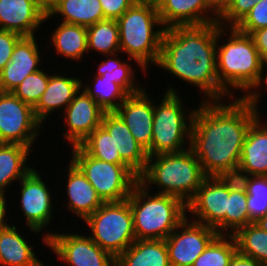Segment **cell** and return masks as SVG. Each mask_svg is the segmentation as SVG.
I'll return each instance as SVG.
<instances>
[{"label": "cell", "instance_id": "obj_5", "mask_svg": "<svg viewBox=\"0 0 267 266\" xmlns=\"http://www.w3.org/2000/svg\"><path fill=\"white\" fill-rule=\"evenodd\" d=\"M226 27H219L217 33V74L219 84L229 93V87L244 92L251 91L259 82L262 75L263 61L254 41L249 34L231 28L229 41L218 47V40L222 37ZM222 33V34H221ZM228 86V87H227ZM250 89V90H249Z\"/></svg>", "mask_w": 267, "mask_h": 266}, {"label": "cell", "instance_id": "obj_30", "mask_svg": "<svg viewBox=\"0 0 267 266\" xmlns=\"http://www.w3.org/2000/svg\"><path fill=\"white\" fill-rule=\"evenodd\" d=\"M249 224L247 192L236 177H229V198L226 211V231L234 234L239 228ZM232 231V232H231Z\"/></svg>", "mask_w": 267, "mask_h": 266}, {"label": "cell", "instance_id": "obj_1", "mask_svg": "<svg viewBox=\"0 0 267 266\" xmlns=\"http://www.w3.org/2000/svg\"><path fill=\"white\" fill-rule=\"evenodd\" d=\"M250 91L232 103L202 100L195 109L189 147L206 176L236 177L242 146L259 117V92ZM224 104V105H223Z\"/></svg>", "mask_w": 267, "mask_h": 266}, {"label": "cell", "instance_id": "obj_36", "mask_svg": "<svg viewBox=\"0 0 267 266\" xmlns=\"http://www.w3.org/2000/svg\"><path fill=\"white\" fill-rule=\"evenodd\" d=\"M117 56V54H114V56L112 54L109 55L110 58H108V61H102L96 75L112 80V82L120 85L129 95L142 91L143 89H140L139 86H135V76L133 77L134 72L131 66L128 62L124 63L121 60L119 61Z\"/></svg>", "mask_w": 267, "mask_h": 266}, {"label": "cell", "instance_id": "obj_13", "mask_svg": "<svg viewBox=\"0 0 267 266\" xmlns=\"http://www.w3.org/2000/svg\"><path fill=\"white\" fill-rule=\"evenodd\" d=\"M189 222L186 217L165 239L171 266H192L218 235L212 227L195 221ZM177 230L182 231L179 233Z\"/></svg>", "mask_w": 267, "mask_h": 266}, {"label": "cell", "instance_id": "obj_47", "mask_svg": "<svg viewBox=\"0 0 267 266\" xmlns=\"http://www.w3.org/2000/svg\"><path fill=\"white\" fill-rule=\"evenodd\" d=\"M256 225H258L262 230L267 232V214L264 217L259 218L256 222Z\"/></svg>", "mask_w": 267, "mask_h": 266}, {"label": "cell", "instance_id": "obj_17", "mask_svg": "<svg viewBox=\"0 0 267 266\" xmlns=\"http://www.w3.org/2000/svg\"><path fill=\"white\" fill-rule=\"evenodd\" d=\"M46 14L38 0H0V30L35 36Z\"/></svg>", "mask_w": 267, "mask_h": 266}, {"label": "cell", "instance_id": "obj_15", "mask_svg": "<svg viewBox=\"0 0 267 266\" xmlns=\"http://www.w3.org/2000/svg\"><path fill=\"white\" fill-rule=\"evenodd\" d=\"M79 90L65 109L66 131L64 138L71 142V146L79 145L96 128L101 126L105 111L84 90Z\"/></svg>", "mask_w": 267, "mask_h": 266}, {"label": "cell", "instance_id": "obj_40", "mask_svg": "<svg viewBox=\"0 0 267 266\" xmlns=\"http://www.w3.org/2000/svg\"><path fill=\"white\" fill-rule=\"evenodd\" d=\"M22 37L13 31L0 30V72L11 61L14 47Z\"/></svg>", "mask_w": 267, "mask_h": 266}, {"label": "cell", "instance_id": "obj_42", "mask_svg": "<svg viewBox=\"0 0 267 266\" xmlns=\"http://www.w3.org/2000/svg\"><path fill=\"white\" fill-rule=\"evenodd\" d=\"M250 36L254 41L262 61L267 62V27L253 31Z\"/></svg>", "mask_w": 267, "mask_h": 266}, {"label": "cell", "instance_id": "obj_46", "mask_svg": "<svg viewBox=\"0 0 267 266\" xmlns=\"http://www.w3.org/2000/svg\"><path fill=\"white\" fill-rule=\"evenodd\" d=\"M60 0H38L40 7L48 13Z\"/></svg>", "mask_w": 267, "mask_h": 266}, {"label": "cell", "instance_id": "obj_23", "mask_svg": "<svg viewBox=\"0 0 267 266\" xmlns=\"http://www.w3.org/2000/svg\"><path fill=\"white\" fill-rule=\"evenodd\" d=\"M67 193L68 208L84 221L104 202L98 196L82 171L70 161L68 169Z\"/></svg>", "mask_w": 267, "mask_h": 266}, {"label": "cell", "instance_id": "obj_31", "mask_svg": "<svg viewBox=\"0 0 267 266\" xmlns=\"http://www.w3.org/2000/svg\"><path fill=\"white\" fill-rule=\"evenodd\" d=\"M233 237L237 251L267 265V232L255 223L239 228Z\"/></svg>", "mask_w": 267, "mask_h": 266}, {"label": "cell", "instance_id": "obj_45", "mask_svg": "<svg viewBox=\"0 0 267 266\" xmlns=\"http://www.w3.org/2000/svg\"><path fill=\"white\" fill-rule=\"evenodd\" d=\"M6 199L4 195H0V232L8 226V224L5 222V216H6Z\"/></svg>", "mask_w": 267, "mask_h": 266}, {"label": "cell", "instance_id": "obj_38", "mask_svg": "<svg viewBox=\"0 0 267 266\" xmlns=\"http://www.w3.org/2000/svg\"><path fill=\"white\" fill-rule=\"evenodd\" d=\"M267 27V0H260L247 13V15L235 26L237 30L245 34H251L261 28Z\"/></svg>", "mask_w": 267, "mask_h": 266}, {"label": "cell", "instance_id": "obj_41", "mask_svg": "<svg viewBox=\"0 0 267 266\" xmlns=\"http://www.w3.org/2000/svg\"><path fill=\"white\" fill-rule=\"evenodd\" d=\"M106 19H115L123 15L136 0H99Z\"/></svg>", "mask_w": 267, "mask_h": 266}, {"label": "cell", "instance_id": "obj_14", "mask_svg": "<svg viewBox=\"0 0 267 266\" xmlns=\"http://www.w3.org/2000/svg\"><path fill=\"white\" fill-rule=\"evenodd\" d=\"M21 209L32 232H40L50 223L52 201L48 187L35 169H32L20 181Z\"/></svg>", "mask_w": 267, "mask_h": 266}, {"label": "cell", "instance_id": "obj_43", "mask_svg": "<svg viewBox=\"0 0 267 266\" xmlns=\"http://www.w3.org/2000/svg\"><path fill=\"white\" fill-rule=\"evenodd\" d=\"M230 0H204L206 8L219 19L229 6Z\"/></svg>", "mask_w": 267, "mask_h": 266}, {"label": "cell", "instance_id": "obj_20", "mask_svg": "<svg viewBox=\"0 0 267 266\" xmlns=\"http://www.w3.org/2000/svg\"><path fill=\"white\" fill-rule=\"evenodd\" d=\"M267 176V124L259 117L249 127L236 176Z\"/></svg>", "mask_w": 267, "mask_h": 266}, {"label": "cell", "instance_id": "obj_29", "mask_svg": "<svg viewBox=\"0 0 267 266\" xmlns=\"http://www.w3.org/2000/svg\"><path fill=\"white\" fill-rule=\"evenodd\" d=\"M88 51L91 49L105 54L114 55L120 51L119 26L115 19H105L87 27Z\"/></svg>", "mask_w": 267, "mask_h": 266}, {"label": "cell", "instance_id": "obj_27", "mask_svg": "<svg viewBox=\"0 0 267 266\" xmlns=\"http://www.w3.org/2000/svg\"><path fill=\"white\" fill-rule=\"evenodd\" d=\"M29 150L20 144L0 143V195L5 196V188L11 182L21 180L33 169L25 164Z\"/></svg>", "mask_w": 267, "mask_h": 266}, {"label": "cell", "instance_id": "obj_7", "mask_svg": "<svg viewBox=\"0 0 267 266\" xmlns=\"http://www.w3.org/2000/svg\"><path fill=\"white\" fill-rule=\"evenodd\" d=\"M84 221L93 233L89 237L115 259L136 240L128 199L104 202Z\"/></svg>", "mask_w": 267, "mask_h": 266}, {"label": "cell", "instance_id": "obj_9", "mask_svg": "<svg viewBox=\"0 0 267 266\" xmlns=\"http://www.w3.org/2000/svg\"><path fill=\"white\" fill-rule=\"evenodd\" d=\"M178 96L173 88H169L161 104L154 105L151 156L186 150L183 143H186L184 140L186 136L190 141L195 110H191L188 115L189 121H186L183 105Z\"/></svg>", "mask_w": 267, "mask_h": 266}, {"label": "cell", "instance_id": "obj_37", "mask_svg": "<svg viewBox=\"0 0 267 266\" xmlns=\"http://www.w3.org/2000/svg\"><path fill=\"white\" fill-rule=\"evenodd\" d=\"M48 81V74L39 70L26 76L12 93L22 102L34 108L46 90Z\"/></svg>", "mask_w": 267, "mask_h": 266}, {"label": "cell", "instance_id": "obj_25", "mask_svg": "<svg viewBox=\"0 0 267 266\" xmlns=\"http://www.w3.org/2000/svg\"><path fill=\"white\" fill-rule=\"evenodd\" d=\"M16 226L8 225L0 232V264L2 266H45L35 256Z\"/></svg>", "mask_w": 267, "mask_h": 266}, {"label": "cell", "instance_id": "obj_11", "mask_svg": "<svg viewBox=\"0 0 267 266\" xmlns=\"http://www.w3.org/2000/svg\"><path fill=\"white\" fill-rule=\"evenodd\" d=\"M229 177L207 176L194 197L186 204L195 218L192 221L212 227L218 234L226 232Z\"/></svg>", "mask_w": 267, "mask_h": 266}, {"label": "cell", "instance_id": "obj_8", "mask_svg": "<svg viewBox=\"0 0 267 266\" xmlns=\"http://www.w3.org/2000/svg\"><path fill=\"white\" fill-rule=\"evenodd\" d=\"M71 161L82 171L103 202L128 199L139 176L127 164L108 163L72 146Z\"/></svg>", "mask_w": 267, "mask_h": 266}, {"label": "cell", "instance_id": "obj_16", "mask_svg": "<svg viewBox=\"0 0 267 266\" xmlns=\"http://www.w3.org/2000/svg\"><path fill=\"white\" fill-rule=\"evenodd\" d=\"M135 140L151 156L154 104L144 90L129 95L115 110Z\"/></svg>", "mask_w": 267, "mask_h": 266}, {"label": "cell", "instance_id": "obj_44", "mask_svg": "<svg viewBox=\"0 0 267 266\" xmlns=\"http://www.w3.org/2000/svg\"><path fill=\"white\" fill-rule=\"evenodd\" d=\"M228 266H267L252 257L240 254L238 251L232 256Z\"/></svg>", "mask_w": 267, "mask_h": 266}, {"label": "cell", "instance_id": "obj_49", "mask_svg": "<svg viewBox=\"0 0 267 266\" xmlns=\"http://www.w3.org/2000/svg\"><path fill=\"white\" fill-rule=\"evenodd\" d=\"M267 65V62H263V65H262V75H261V78H260V80H259V82L257 83V85L253 88V89H255V88H258L259 86H261V84H262V80H263V72H264V66H266ZM266 76H265V83H266V86H267V72H266V74H265Z\"/></svg>", "mask_w": 267, "mask_h": 266}, {"label": "cell", "instance_id": "obj_3", "mask_svg": "<svg viewBox=\"0 0 267 266\" xmlns=\"http://www.w3.org/2000/svg\"><path fill=\"white\" fill-rule=\"evenodd\" d=\"M148 188L138 181L128 197L136 240L166 239L186 218V204L172 195H148Z\"/></svg>", "mask_w": 267, "mask_h": 266}, {"label": "cell", "instance_id": "obj_39", "mask_svg": "<svg viewBox=\"0 0 267 266\" xmlns=\"http://www.w3.org/2000/svg\"><path fill=\"white\" fill-rule=\"evenodd\" d=\"M260 0H230L229 6L224 14L218 19V23L223 27V20L229 23V27H235ZM231 23V24H230Z\"/></svg>", "mask_w": 267, "mask_h": 266}, {"label": "cell", "instance_id": "obj_48", "mask_svg": "<svg viewBox=\"0 0 267 266\" xmlns=\"http://www.w3.org/2000/svg\"><path fill=\"white\" fill-rule=\"evenodd\" d=\"M163 1L164 0H136V2L145 3V4H148V5L155 6L157 8L161 5V3Z\"/></svg>", "mask_w": 267, "mask_h": 266}, {"label": "cell", "instance_id": "obj_12", "mask_svg": "<svg viewBox=\"0 0 267 266\" xmlns=\"http://www.w3.org/2000/svg\"><path fill=\"white\" fill-rule=\"evenodd\" d=\"M44 242L70 266H115L116 259L89 236L48 233Z\"/></svg>", "mask_w": 267, "mask_h": 266}, {"label": "cell", "instance_id": "obj_2", "mask_svg": "<svg viewBox=\"0 0 267 266\" xmlns=\"http://www.w3.org/2000/svg\"><path fill=\"white\" fill-rule=\"evenodd\" d=\"M218 22L174 26L165 29L157 66L198 86L209 98L220 101L229 96L218 81L216 56Z\"/></svg>", "mask_w": 267, "mask_h": 266}, {"label": "cell", "instance_id": "obj_21", "mask_svg": "<svg viewBox=\"0 0 267 266\" xmlns=\"http://www.w3.org/2000/svg\"><path fill=\"white\" fill-rule=\"evenodd\" d=\"M209 12L204 0H164L158 7V14L165 29L174 26L204 25L217 22L215 16L206 17ZM165 25V26H163Z\"/></svg>", "mask_w": 267, "mask_h": 266}, {"label": "cell", "instance_id": "obj_32", "mask_svg": "<svg viewBox=\"0 0 267 266\" xmlns=\"http://www.w3.org/2000/svg\"><path fill=\"white\" fill-rule=\"evenodd\" d=\"M247 192L249 224L267 214V176H236Z\"/></svg>", "mask_w": 267, "mask_h": 266}, {"label": "cell", "instance_id": "obj_28", "mask_svg": "<svg viewBox=\"0 0 267 266\" xmlns=\"http://www.w3.org/2000/svg\"><path fill=\"white\" fill-rule=\"evenodd\" d=\"M52 34V42L60 55L80 60L88 52L87 27L62 22Z\"/></svg>", "mask_w": 267, "mask_h": 266}, {"label": "cell", "instance_id": "obj_26", "mask_svg": "<svg viewBox=\"0 0 267 266\" xmlns=\"http://www.w3.org/2000/svg\"><path fill=\"white\" fill-rule=\"evenodd\" d=\"M61 14L62 22L81 26H91L105 20L99 0H60L45 17Z\"/></svg>", "mask_w": 267, "mask_h": 266}, {"label": "cell", "instance_id": "obj_10", "mask_svg": "<svg viewBox=\"0 0 267 266\" xmlns=\"http://www.w3.org/2000/svg\"><path fill=\"white\" fill-rule=\"evenodd\" d=\"M41 124L32 106L12 92L0 91V143L31 147Z\"/></svg>", "mask_w": 267, "mask_h": 266}, {"label": "cell", "instance_id": "obj_6", "mask_svg": "<svg viewBox=\"0 0 267 266\" xmlns=\"http://www.w3.org/2000/svg\"><path fill=\"white\" fill-rule=\"evenodd\" d=\"M119 26L120 51L144 69L148 63L158 62L165 28L153 31L155 25H162L158 8L135 2L117 19Z\"/></svg>", "mask_w": 267, "mask_h": 266}, {"label": "cell", "instance_id": "obj_22", "mask_svg": "<svg viewBox=\"0 0 267 266\" xmlns=\"http://www.w3.org/2000/svg\"><path fill=\"white\" fill-rule=\"evenodd\" d=\"M81 88L82 81L78 78L50 75L47 88L34 107L36 118L42 123L52 111L66 109Z\"/></svg>", "mask_w": 267, "mask_h": 266}, {"label": "cell", "instance_id": "obj_4", "mask_svg": "<svg viewBox=\"0 0 267 266\" xmlns=\"http://www.w3.org/2000/svg\"><path fill=\"white\" fill-rule=\"evenodd\" d=\"M206 177L199 160L189 148L177 153L148 156L139 182L145 187L149 183L157 184L162 188L158 193L176 196L187 204Z\"/></svg>", "mask_w": 267, "mask_h": 266}, {"label": "cell", "instance_id": "obj_34", "mask_svg": "<svg viewBox=\"0 0 267 266\" xmlns=\"http://www.w3.org/2000/svg\"><path fill=\"white\" fill-rule=\"evenodd\" d=\"M218 234L198 256L192 266H228L237 252V244L232 234Z\"/></svg>", "mask_w": 267, "mask_h": 266}, {"label": "cell", "instance_id": "obj_18", "mask_svg": "<svg viewBox=\"0 0 267 266\" xmlns=\"http://www.w3.org/2000/svg\"><path fill=\"white\" fill-rule=\"evenodd\" d=\"M39 49L34 36H23L15 45L11 61L0 72V91L12 92L31 73L39 71Z\"/></svg>", "mask_w": 267, "mask_h": 266}, {"label": "cell", "instance_id": "obj_24", "mask_svg": "<svg viewBox=\"0 0 267 266\" xmlns=\"http://www.w3.org/2000/svg\"><path fill=\"white\" fill-rule=\"evenodd\" d=\"M115 266H171L165 239L135 240L116 258Z\"/></svg>", "mask_w": 267, "mask_h": 266}, {"label": "cell", "instance_id": "obj_19", "mask_svg": "<svg viewBox=\"0 0 267 266\" xmlns=\"http://www.w3.org/2000/svg\"><path fill=\"white\" fill-rule=\"evenodd\" d=\"M101 126L113 139L121 159L139 176L146 168L147 151L135 140L130 130L115 112H105Z\"/></svg>", "mask_w": 267, "mask_h": 266}, {"label": "cell", "instance_id": "obj_33", "mask_svg": "<svg viewBox=\"0 0 267 266\" xmlns=\"http://www.w3.org/2000/svg\"><path fill=\"white\" fill-rule=\"evenodd\" d=\"M94 90L85 85L84 90L105 111L113 112L129 96V94L118 84L104 76H95ZM120 100V102L118 101ZM117 100V101H116Z\"/></svg>", "mask_w": 267, "mask_h": 266}, {"label": "cell", "instance_id": "obj_35", "mask_svg": "<svg viewBox=\"0 0 267 266\" xmlns=\"http://www.w3.org/2000/svg\"><path fill=\"white\" fill-rule=\"evenodd\" d=\"M79 146L95 159L114 164H126L115 150L112 137L102 126L96 128Z\"/></svg>", "mask_w": 267, "mask_h": 266}]
</instances>
